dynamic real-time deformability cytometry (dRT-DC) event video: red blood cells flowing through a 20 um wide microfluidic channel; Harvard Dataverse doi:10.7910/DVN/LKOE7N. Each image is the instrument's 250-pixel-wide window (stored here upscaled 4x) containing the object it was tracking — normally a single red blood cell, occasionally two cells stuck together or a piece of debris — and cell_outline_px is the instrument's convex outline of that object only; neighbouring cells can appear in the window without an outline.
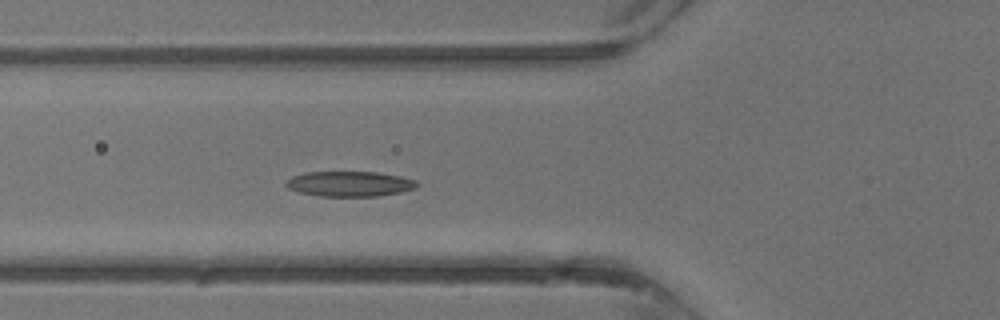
{"species": "common noctule bat (a hibernating species)", "species_latin": "Nyctalus noctula", "temperature_condition": "warm", "stored_images_in_passage": 23, "camera_frame_rate_fps": 3000, "um_per_image_px": 0.085, "animal": {"sex": "male", "body_mass_g": 13.3}, "frame": {"image": 1, "passage_image": 4, "time_ms": 1.0, "image_size_px": [1000, 320], "cell_outline_px": [[420, 184], [416, 188], [400, 192], [376, 196], [320, 196], [300, 192], [288, 188], [284, 184], [292, 176], [304, 172], [376, 172], [400, 176], [416, 180]], "centroid_in_image_um": [29.73, 15.62], "position_along_channel_um": 96.1, "area_um2": 19.19}}
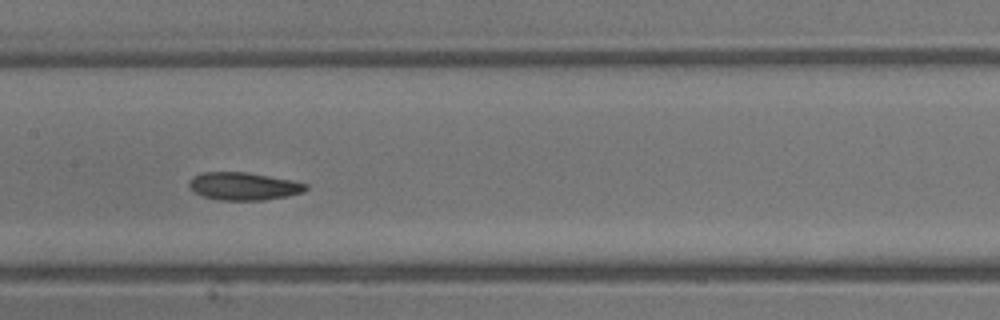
{"frame": {"image": 2, "passage_image": 9, "time_ms": 2.667, "image_size_px": [1000, 320], "cell_outline_px": [[308, 188], [304, 192], [288, 196], [264, 200], [220, 200], [200, 196], [188, 184], [188, 180], [192, 176], [200, 172], [248, 172], [292, 180], [308, 184]], "centroid_in_image_um": [20.71, 15.82], "position_along_channel_um": 186.7, "area_um2": 19.07}}
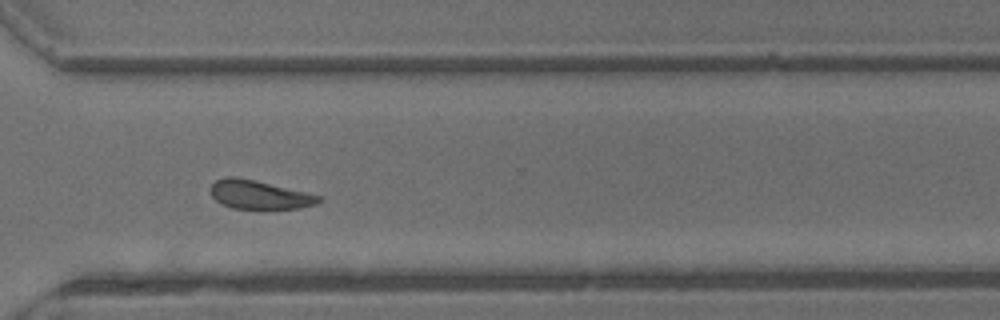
{"frame": {"image": 3, "passage_image": 18, "time_ms": 5.667, "image_size_px": [1000, 320], "cell_outline_px": [[324, 200], [316, 204], [300, 208], [232, 208], [216, 200], [208, 192], [208, 188], [216, 180], [224, 176], [236, 176], [304, 192], [320, 196]], "centroid_in_image_um": [21.98, 16.54], "position_along_channel_um": 348.6, "area_um2": 17.86}}